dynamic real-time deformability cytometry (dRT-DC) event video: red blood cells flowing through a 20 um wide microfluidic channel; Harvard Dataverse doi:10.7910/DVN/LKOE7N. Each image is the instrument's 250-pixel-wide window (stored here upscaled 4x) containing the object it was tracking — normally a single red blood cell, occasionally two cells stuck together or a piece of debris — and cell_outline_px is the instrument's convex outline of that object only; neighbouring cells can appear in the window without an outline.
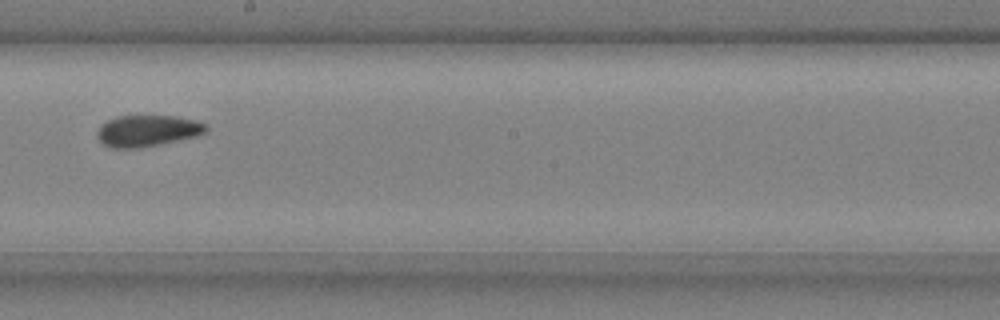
{"species": "common noctule bat (a hibernating species)", "species_latin": "Nyctalus noctula", "temperature_condition": "cold", "stored_images_in_passage": 6, "camera_frame_rate_fps": 3000, "um_per_image_px": 0.085, "animal": {"sex": "male", "body_mass_g": 20.4}, "frame": {"image": 1, "passage_image": 6, "time_ms": 1.667, "image_size_px": [1000, 320], "cell_outline_px": [[208, 132], [196, 136], [160, 144], [140, 148], [108, 148], [96, 136], [96, 132], [100, 124], [116, 116], [176, 116], [196, 120], [208, 124]], "centroid_in_image_um": [12.53, 11.11], "position_along_channel_um": 235.7, "area_um2": 20.17}}